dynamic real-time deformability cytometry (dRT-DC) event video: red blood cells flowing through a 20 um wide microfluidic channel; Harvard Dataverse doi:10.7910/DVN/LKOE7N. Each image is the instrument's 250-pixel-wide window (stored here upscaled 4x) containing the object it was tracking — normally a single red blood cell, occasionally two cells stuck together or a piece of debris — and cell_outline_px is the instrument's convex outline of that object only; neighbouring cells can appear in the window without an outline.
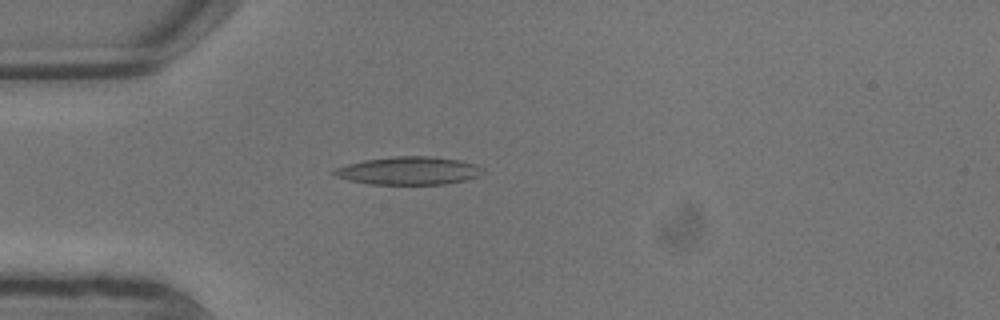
{"species": "common noctule bat (a hibernating species)", "species_latin": "Nyctalus noctula", "temperature_condition": "warm", "stored_images_in_passage": 6, "camera_frame_rate_fps": 3000, "um_per_image_px": 0.085, "animal": {"sex": "male", "body_mass_g": 13.3}, "frame": {"image": 1, "passage_image": 2, "time_ms": 0.333, "image_size_px": [1000, 320], "cell_outline_px": [[484, 172], [476, 176], [464, 180], [444, 184], [368, 184], [348, 180], [336, 176], [328, 172], [336, 168], [348, 164], [364, 160], [392, 156], [432, 156], [456, 160], [476, 164], [484, 168]], "centroid_in_image_um": [34.7, 14.51], "position_along_channel_um": 50.3, "area_um2": 24.22}}
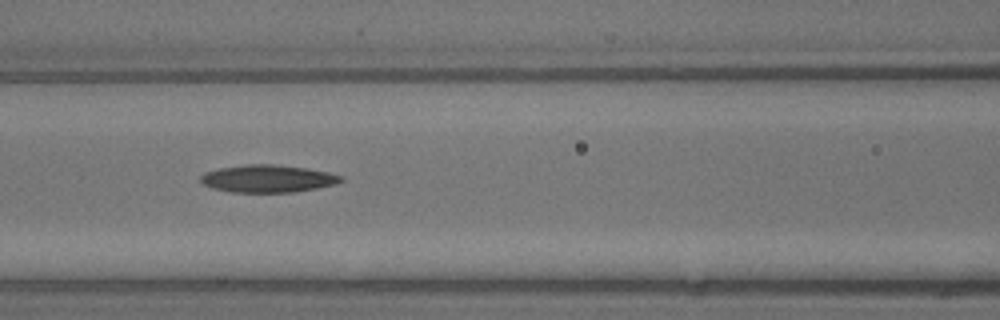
{"frame": {"image": 2, "passage_image": 5, "time_ms": 1.333, "image_size_px": [1000, 320], "cell_outline_px": [[344, 180], [336, 184], [316, 188], [292, 192], [232, 192], [212, 188], [204, 184], [200, 180], [200, 176], [204, 172], [220, 168], [248, 164], [272, 164], [308, 168], [328, 172], [344, 176]], "centroid_in_image_um": [22.78, 15.18], "position_along_channel_um": 143.8, "area_um2": 22.48}}
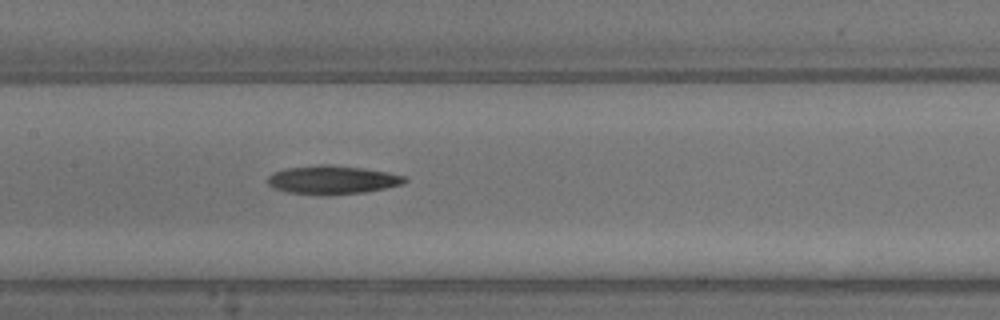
{"frame": {"image": 3, "passage_image": 6, "time_ms": 1.667, "image_size_px": [1000, 320], "cell_outline_px": [[408, 180], [404, 184], [364, 192], [328, 196], [320, 196], [288, 192], [272, 188], [268, 184], [268, 176], [272, 172], [284, 168], [320, 164], [328, 164], [364, 168], [388, 172], [404, 176]], "centroid_in_image_um": [28.22, 15.29], "position_along_channel_um": 179.2, "area_um2": 23.24}}